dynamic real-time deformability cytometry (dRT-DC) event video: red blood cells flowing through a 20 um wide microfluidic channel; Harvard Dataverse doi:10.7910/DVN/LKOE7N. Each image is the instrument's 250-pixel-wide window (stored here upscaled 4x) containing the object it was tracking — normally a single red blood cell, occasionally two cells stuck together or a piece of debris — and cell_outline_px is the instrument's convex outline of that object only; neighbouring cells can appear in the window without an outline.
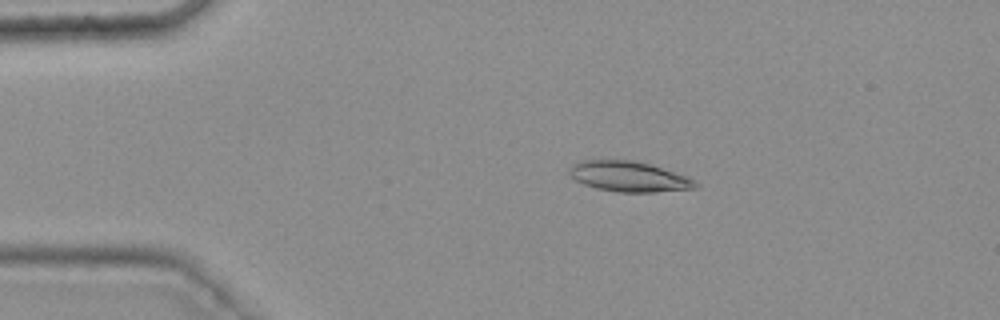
{"species": "common noctule bat (a hibernating species)", "species_latin": "Nyctalus noctula", "temperature_condition": "warm", "stored_images_in_passage": 39, "camera_frame_rate_fps": 3000, "um_per_image_px": 0.085, "animal": {"sex": "female", "body_mass_g": 25.1}, "frame": {"image": 1, "passage_image": 3, "time_ms": 0.667, "image_size_px": [1000, 320], "cell_outline_px": [[700, 188], [656, 192], [616, 192], [596, 188], [584, 184], [576, 180], [568, 172], [572, 164], [580, 160], [632, 160], [648, 164], [688, 176], [696, 180], [700, 184]], "centroid_in_image_um": [53.5, 15.01], "position_along_channel_um": 31.5, "area_um2": 22.43}}
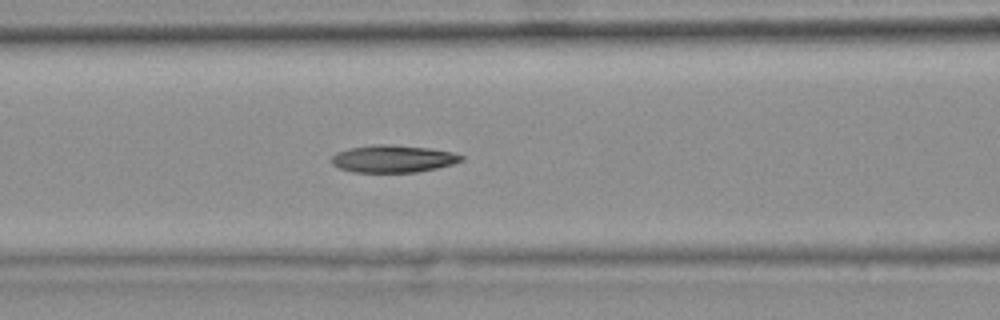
{"frame": {"image": 2, "passage_image": 15, "time_ms": 4.667, "image_size_px": [1000, 320], "cell_outline_px": [[464, 160], [452, 164], [436, 168], [416, 172], [352, 172], [340, 168], [332, 164], [332, 156], [336, 152], [348, 148], [376, 144], [392, 144], [428, 148], [452, 152], [464, 156]], "centroid_in_image_um": [33.4, 13.49], "position_along_channel_um": 133.2, "area_um2": 20.69}}
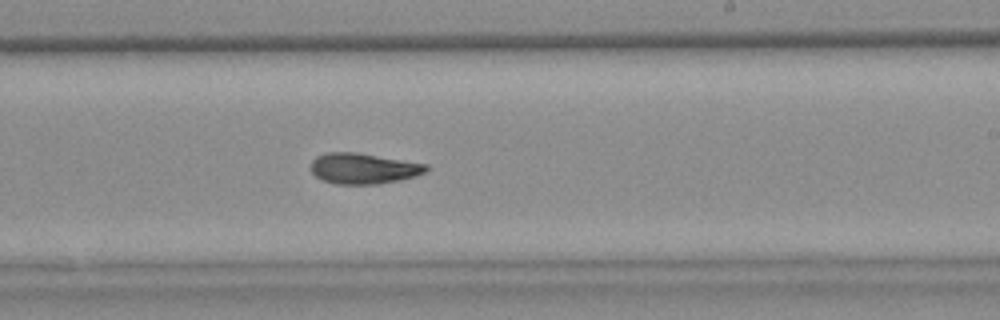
{"frame": {"image": 3, "passage_image": 25, "time_ms": 8.0, "image_size_px": [1000, 320], "cell_outline_px": [[428, 172], [416, 176], [400, 180], [376, 184], [336, 184], [324, 180], [316, 176], [312, 172], [312, 160], [316, 156], [328, 152], [356, 152], [428, 164]], "centroid_in_image_um": [30.93, 14.32], "position_along_channel_um": 258.1, "area_um2": 20.63}, "authors_computed_cell_mechanics": {"area_um2": 20.6346, "velocity_mm_per_s": 3.7564, "shape_relaxation_time_tau1_ms": null, "shape_relaxation_time_tau2_ms": 2.7956, "deformation_change_tau1": null, "deformation_change_tau2": 0.0943}}